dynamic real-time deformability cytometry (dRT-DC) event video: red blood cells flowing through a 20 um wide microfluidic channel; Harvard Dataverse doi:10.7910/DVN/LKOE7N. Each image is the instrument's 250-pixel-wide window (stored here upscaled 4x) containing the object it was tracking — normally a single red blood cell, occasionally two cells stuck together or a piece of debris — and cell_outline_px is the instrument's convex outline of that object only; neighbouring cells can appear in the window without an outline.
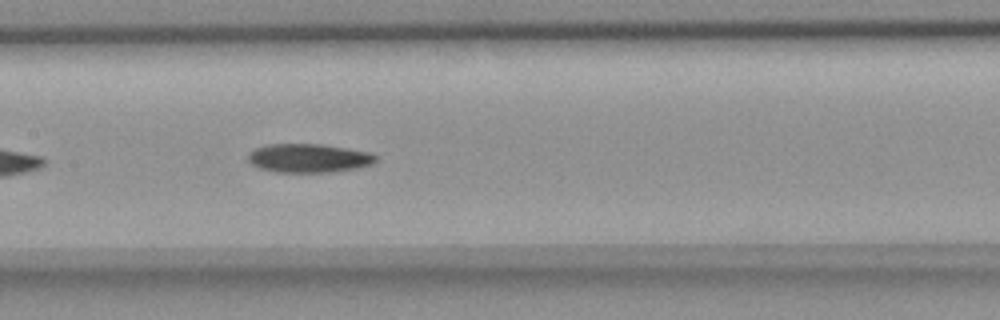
{"species": "common noctule bat (a hibernating species)", "species_latin": "Nyctalus noctula", "temperature_condition": "room temperature", "stored_images_in_passage": 16, "camera_frame_rate_fps": 3000, "um_per_image_px": 0.085, "animal": {"sex": "female", "body_mass_g": 18.4}, "frame": {"image": 1, "passage_image": 12, "time_ms": 3.667, "image_size_px": [1000, 320], "cell_outline_px": [[376, 160], [372, 164], [356, 168], [332, 172], [276, 172], [260, 168], [252, 164], [248, 160], [248, 156], [256, 148], [268, 144], [320, 144], [368, 152], [376, 156]], "centroid_in_image_um": [26.23, 13.45], "position_along_channel_um": 181.2, "area_um2": 21.1}}